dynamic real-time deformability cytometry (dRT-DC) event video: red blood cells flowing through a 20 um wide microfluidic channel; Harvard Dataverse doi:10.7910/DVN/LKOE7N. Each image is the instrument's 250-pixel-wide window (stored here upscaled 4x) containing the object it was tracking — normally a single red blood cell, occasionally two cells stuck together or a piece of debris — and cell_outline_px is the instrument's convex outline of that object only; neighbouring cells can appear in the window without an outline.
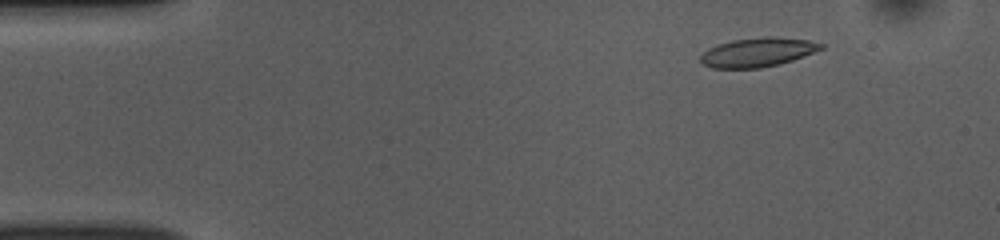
{"species": "common noctule bat (a hibernating species)", "species_latin": "Nyctalus noctula", "temperature_condition": "room temperature", "stored_images_in_passage": 48, "camera_frame_rate_fps": 3000, "um_per_image_px": 0.085, "animal": {"sex": "female", "body_mass_g": 10.0, "forearm_length_mm": 53.1}, "frame": {"image": 1, "passage_image": 2, "time_ms": 0.333, "image_size_px": [1000, 240], "cell_outline_px": [[824, 48], [792, 60], [780, 64], [760, 68], [712, 68], [704, 64], [700, 60], [700, 56], [708, 48], [732, 40], [764, 36], [776, 36], [808, 40], [824, 44]], "centroid_in_image_um": [64.41, 4.43], "position_along_channel_um": 20.6, "area_um2": 20.4}}
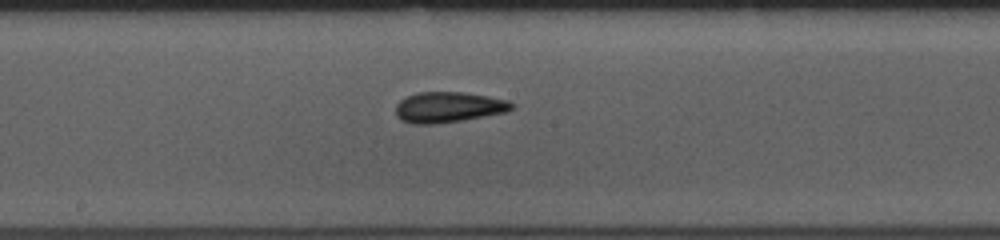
{"frame": {"image": 2, "passage_image": 23, "time_ms": 7.333, "image_size_px": [1000, 240], "cell_outline_px": [[512, 108], [504, 112], [464, 120], [432, 124], [412, 124], [400, 120], [396, 116], [396, 104], [404, 96], [416, 92], [464, 92], [488, 96], [508, 100], [512, 104]], "centroid_in_image_um": [38.04, 9.1], "position_along_channel_um": 210.2, "area_um2": 20.75}}
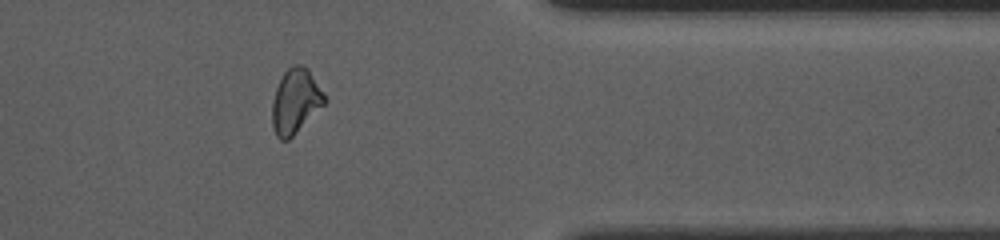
{"frame": {"image": 3, "passage_image": 38, "time_ms": 12.333, "image_size_px": [1000, 240], "cell_outline_px": [[328, 100], [288, 140], [280, 140], [276, 136], [272, 128], [272, 100], [276, 88], [284, 72], [292, 64], [300, 64], [308, 68], [324, 92]], "centroid_in_image_um": [25.11, 8.58], "position_along_channel_um": 386.3, "area_um2": 19.77}, "authors_computed_cell_mechanics": {"area_um2": 20.2878, "velocity_mm_per_s": 3.843, "shape_relaxation_time_tau1_ms": 3.9604, "shape_relaxation_time_tau2_ms": 2.5043, "deformation_change_tau1": 0.1322, "deformation_change_tau2": 0.1019}}